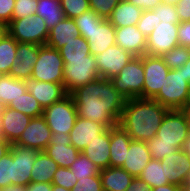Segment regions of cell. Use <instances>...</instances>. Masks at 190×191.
Segmentation results:
<instances>
[{
	"label": "cell",
	"instance_id": "db71d44e",
	"mask_svg": "<svg viewBox=\"0 0 190 191\" xmlns=\"http://www.w3.org/2000/svg\"><path fill=\"white\" fill-rule=\"evenodd\" d=\"M11 146L12 144L8 140L0 137V159L10 152Z\"/></svg>",
	"mask_w": 190,
	"mask_h": 191
},
{
	"label": "cell",
	"instance_id": "603a6c76",
	"mask_svg": "<svg viewBox=\"0 0 190 191\" xmlns=\"http://www.w3.org/2000/svg\"><path fill=\"white\" fill-rule=\"evenodd\" d=\"M151 159L152 157L146 142L131 140L122 168L136 178L141 174Z\"/></svg>",
	"mask_w": 190,
	"mask_h": 191
},
{
	"label": "cell",
	"instance_id": "8fae6325",
	"mask_svg": "<svg viewBox=\"0 0 190 191\" xmlns=\"http://www.w3.org/2000/svg\"><path fill=\"white\" fill-rule=\"evenodd\" d=\"M144 86L141 99H153L161 90L169 68L159 56L143 55Z\"/></svg>",
	"mask_w": 190,
	"mask_h": 191
},
{
	"label": "cell",
	"instance_id": "7dc6e473",
	"mask_svg": "<svg viewBox=\"0 0 190 191\" xmlns=\"http://www.w3.org/2000/svg\"><path fill=\"white\" fill-rule=\"evenodd\" d=\"M177 34L179 45L187 47L190 44V21L180 22Z\"/></svg>",
	"mask_w": 190,
	"mask_h": 191
},
{
	"label": "cell",
	"instance_id": "836d02e7",
	"mask_svg": "<svg viewBox=\"0 0 190 191\" xmlns=\"http://www.w3.org/2000/svg\"><path fill=\"white\" fill-rule=\"evenodd\" d=\"M59 52L63 60L87 59V55L91 54L89 43L81 35L63 45Z\"/></svg>",
	"mask_w": 190,
	"mask_h": 191
},
{
	"label": "cell",
	"instance_id": "b9f144b4",
	"mask_svg": "<svg viewBox=\"0 0 190 191\" xmlns=\"http://www.w3.org/2000/svg\"><path fill=\"white\" fill-rule=\"evenodd\" d=\"M77 183V178L72 173L70 168L58 167L52 180V185L64 187L66 189H73Z\"/></svg>",
	"mask_w": 190,
	"mask_h": 191
},
{
	"label": "cell",
	"instance_id": "f1b7e54d",
	"mask_svg": "<svg viewBox=\"0 0 190 191\" xmlns=\"http://www.w3.org/2000/svg\"><path fill=\"white\" fill-rule=\"evenodd\" d=\"M58 164L45 151H39L31 169V182L52 183Z\"/></svg>",
	"mask_w": 190,
	"mask_h": 191
},
{
	"label": "cell",
	"instance_id": "9a60e30c",
	"mask_svg": "<svg viewBox=\"0 0 190 191\" xmlns=\"http://www.w3.org/2000/svg\"><path fill=\"white\" fill-rule=\"evenodd\" d=\"M13 152V179L11 184L28 185L31 182V169L39 151L12 144Z\"/></svg>",
	"mask_w": 190,
	"mask_h": 191
},
{
	"label": "cell",
	"instance_id": "83f0119b",
	"mask_svg": "<svg viewBox=\"0 0 190 191\" xmlns=\"http://www.w3.org/2000/svg\"><path fill=\"white\" fill-rule=\"evenodd\" d=\"M103 191H126L134 177L122 167H108L100 171Z\"/></svg>",
	"mask_w": 190,
	"mask_h": 191
},
{
	"label": "cell",
	"instance_id": "f546056e",
	"mask_svg": "<svg viewBox=\"0 0 190 191\" xmlns=\"http://www.w3.org/2000/svg\"><path fill=\"white\" fill-rule=\"evenodd\" d=\"M25 80L13 78L10 75H0V107L8 106L26 92Z\"/></svg>",
	"mask_w": 190,
	"mask_h": 191
},
{
	"label": "cell",
	"instance_id": "03108f58",
	"mask_svg": "<svg viewBox=\"0 0 190 191\" xmlns=\"http://www.w3.org/2000/svg\"><path fill=\"white\" fill-rule=\"evenodd\" d=\"M0 137H2L1 125H0Z\"/></svg>",
	"mask_w": 190,
	"mask_h": 191
},
{
	"label": "cell",
	"instance_id": "7a4b0ae2",
	"mask_svg": "<svg viewBox=\"0 0 190 191\" xmlns=\"http://www.w3.org/2000/svg\"><path fill=\"white\" fill-rule=\"evenodd\" d=\"M169 110L153 99H128L118 125L128 133L132 140L147 143L156 136Z\"/></svg>",
	"mask_w": 190,
	"mask_h": 191
},
{
	"label": "cell",
	"instance_id": "3957f363",
	"mask_svg": "<svg viewBox=\"0 0 190 191\" xmlns=\"http://www.w3.org/2000/svg\"><path fill=\"white\" fill-rule=\"evenodd\" d=\"M190 129L183 110L170 109L156 136L147 142V148L152 159L161 161L166 154L176 153L182 149L188 138Z\"/></svg>",
	"mask_w": 190,
	"mask_h": 191
},
{
	"label": "cell",
	"instance_id": "d590c367",
	"mask_svg": "<svg viewBox=\"0 0 190 191\" xmlns=\"http://www.w3.org/2000/svg\"><path fill=\"white\" fill-rule=\"evenodd\" d=\"M69 168L77 180L100 174L98 167L81 152Z\"/></svg>",
	"mask_w": 190,
	"mask_h": 191
},
{
	"label": "cell",
	"instance_id": "ee69618b",
	"mask_svg": "<svg viewBox=\"0 0 190 191\" xmlns=\"http://www.w3.org/2000/svg\"><path fill=\"white\" fill-rule=\"evenodd\" d=\"M121 0H89L90 10H93L99 17L108 19L114 8Z\"/></svg>",
	"mask_w": 190,
	"mask_h": 191
},
{
	"label": "cell",
	"instance_id": "8992f818",
	"mask_svg": "<svg viewBox=\"0 0 190 191\" xmlns=\"http://www.w3.org/2000/svg\"><path fill=\"white\" fill-rule=\"evenodd\" d=\"M190 83L179 68L170 69L159 93L153 98L168 109L182 110L187 102Z\"/></svg>",
	"mask_w": 190,
	"mask_h": 191
},
{
	"label": "cell",
	"instance_id": "74e56055",
	"mask_svg": "<svg viewBox=\"0 0 190 191\" xmlns=\"http://www.w3.org/2000/svg\"><path fill=\"white\" fill-rule=\"evenodd\" d=\"M151 22H169L179 24L180 19L176 6L161 2L155 9L151 10Z\"/></svg>",
	"mask_w": 190,
	"mask_h": 191
},
{
	"label": "cell",
	"instance_id": "f5cc1de1",
	"mask_svg": "<svg viewBox=\"0 0 190 191\" xmlns=\"http://www.w3.org/2000/svg\"><path fill=\"white\" fill-rule=\"evenodd\" d=\"M149 191H186V188L169 183L156 188H150Z\"/></svg>",
	"mask_w": 190,
	"mask_h": 191
},
{
	"label": "cell",
	"instance_id": "6f0895ef",
	"mask_svg": "<svg viewBox=\"0 0 190 191\" xmlns=\"http://www.w3.org/2000/svg\"><path fill=\"white\" fill-rule=\"evenodd\" d=\"M182 150L190 157V132H189L188 138L184 142Z\"/></svg>",
	"mask_w": 190,
	"mask_h": 191
},
{
	"label": "cell",
	"instance_id": "484cf974",
	"mask_svg": "<svg viewBox=\"0 0 190 191\" xmlns=\"http://www.w3.org/2000/svg\"><path fill=\"white\" fill-rule=\"evenodd\" d=\"M80 32L74 19L65 17L57 25L49 30L46 45L59 50L66 43L79 36Z\"/></svg>",
	"mask_w": 190,
	"mask_h": 191
},
{
	"label": "cell",
	"instance_id": "6125c7cd",
	"mask_svg": "<svg viewBox=\"0 0 190 191\" xmlns=\"http://www.w3.org/2000/svg\"><path fill=\"white\" fill-rule=\"evenodd\" d=\"M5 32H6V26L0 24V38L3 36Z\"/></svg>",
	"mask_w": 190,
	"mask_h": 191
},
{
	"label": "cell",
	"instance_id": "30bf717a",
	"mask_svg": "<svg viewBox=\"0 0 190 191\" xmlns=\"http://www.w3.org/2000/svg\"><path fill=\"white\" fill-rule=\"evenodd\" d=\"M64 61L59 50L42 45L33 66L31 78L37 81L63 84Z\"/></svg>",
	"mask_w": 190,
	"mask_h": 191
},
{
	"label": "cell",
	"instance_id": "4dcf8cb0",
	"mask_svg": "<svg viewBox=\"0 0 190 191\" xmlns=\"http://www.w3.org/2000/svg\"><path fill=\"white\" fill-rule=\"evenodd\" d=\"M17 41L6 31L0 38V75H9L16 63Z\"/></svg>",
	"mask_w": 190,
	"mask_h": 191
},
{
	"label": "cell",
	"instance_id": "2e32d148",
	"mask_svg": "<svg viewBox=\"0 0 190 191\" xmlns=\"http://www.w3.org/2000/svg\"><path fill=\"white\" fill-rule=\"evenodd\" d=\"M44 151L63 168H69L80 154V151L72 145L69 134L64 133H52Z\"/></svg>",
	"mask_w": 190,
	"mask_h": 191
},
{
	"label": "cell",
	"instance_id": "680465c9",
	"mask_svg": "<svg viewBox=\"0 0 190 191\" xmlns=\"http://www.w3.org/2000/svg\"><path fill=\"white\" fill-rule=\"evenodd\" d=\"M182 110L186 115L188 125H189V129H190V108H183Z\"/></svg>",
	"mask_w": 190,
	"mask_h": 191
},
{
	"label": "cell",
	"instance_id": "f907efd6",
	"mask_svg": "<svg viewBox=\"0 0 190 191\" xmlns=\"http://www.w3.org/2000/svg\"><path fill=\"white\" fill-rule=\"evenodd\" d=\"M149 189L150 188L145 181L136 177L131 185L127 187L126 191H149Z\"/></svg>",
	"mask_w": 190,
	"mask_h": 191
},
{
	"label": "cell",
	"instance_id": "cb8c5ba5",
	"mask_svg": "<svg viewBox=\"0 0 190 191\" xmlns=\"http://www.w3.org/2000/svg\"><path fill=\"white\" fill-rule=\"evenodd\" d=\"M81 153L91 160L100 171L110 167V128L97 136V139L88 144Z\"/></svg>",
	"mask_w": 190,
	"mask_h": 191
},
{
	"label": "cell",
	"instance_id": "bcb514c9",
	"mask_svg": "<svg viewBox=\"0 0 190 191\" xmlns=\"http://www.w3.org/2000/svg\"><path fill=\"white\" fill-rule=\"evenodd\" d=\"M15 0H0V24L7 26L12 20Z\"/></svg>",
	"mask_w": 190,
	"mask_h": 191
},
{
	"label": "cell",
	"instance_id": "8d00e7d4",
	"mask_svg": "<svg viewBox=\"0 0 190 191\" xmlns=\"http://www.w3.org/2000/svg\"><path fill=\"white\" fill-rule=\"evenodd\" d=\"M160 58L169 69H176L182 67L190 58L188 47L176 46L169 52L163 53Z\"/></svg>",
	"mask_w": 190,
	"mask_h": 191
},
{
	"label": "cell",
	"instance_id": "9c48e42d",
	"mask_svg": "<svg viewBox=\"0 0 190 191\" xmlns=\"http://www.w3.org/2000/svg\"><path fill=\"white\" fill-rule=\"evenodd\" d=\"M42 116L52 133L70 134L78 117L73 97L68 94L61 101L44 108Z\"/></svg>",
	"mask_w": 190,
	"mask_h": 191
},
{
	"label": "cell",
	"instance_id": "ab89813d",
	"mask_svg": "<svg viewBox=\"0 0 190 191\" xmlns=\"http://www.w3.org/2000/svg\"><path fill=\"white\" fill-rule=\"evenodd\" d=\"M103 18L99 17L93 10H89L80 16L74 18L75 24L79 29L80 35L88 33L95 24H98Z\"/></svg>",
	"mask_w": 190,
	"mask_h": 191
},
{
	"label": "cell",
	"instance_id": "7402d4cb",
	"mask_svg": "<svg viewBox=\"0 0 190 191\" xmlns=\"http://www.w3.org/2000/svg\"><path fill=\"white\" fill-rule=\"evenodd\" d=\"M115 40L118 46L133 56L146 54L147 37L141 33L136 25L115 28Z\"/></svg>",
	"mask_w": 190,
	"mask_h": 191
},
{
	"label": "cell",
	"instance_id": "d4e9b609",
	"mask_svg": "<svg viewBox=\"0 0 190 191\" xmlns=\"http://www.w3.org/2000/svg\"><path fill=\"white\" fill-rule=\"evenodd\" d=\"M131 140L120 125L110 128V167L123 166Z\"/></svg>",
	"mask_w": 190,
	"mask_h": 191
},
{
	"label": "cell",
	"instance_id": "6da1fadb",
	"mask_svg": "<svg viewBox=\"0 0 190 191\" xmlns=\"http://www.w3.org/2000/svg\"><path fill=\"white\" fill-rule=\"evenodd\" d=\"M81 118L103 123L109 128L118 124L126 99L109 79L98 78L70 94Z\"/></svg>",
	"mask_w": 190,
	"mask_h": 191
},
{
	"label": "cell",
	"instance_id": "ffe728a7",
	"mask_svg": "<svg viewBox=\"0 0 190 191\" xmlns=\"http://www.w3.org/2000/svg\"><path fill=\"white\" fill-rule=\"evenodd\" d=\"M26 90L31 93L44 109L61 101L68 94L60 83L37 81L33 78L25 80Z\"/></svg>",
	"mask_w": 190,
	"mask_h": 191
},
{
	"label": "cell",
	"instance_id": "4fadbf2b",
	"mask_svg": "<svg viewBox=\"0 0 190 191\" xmlns=\"http://www.w3.org/2000/svg\"><path fill=\"white\" fill-rule=\"evenodd\" d=\"M52 137V132L43 116L34 117L26 126L15 145L44 151Z\"/></svg>",
	"mask_w": 190,
	"mask_h": 191
},
{
	"label": "cell",
	"instance_id": "44dd1931",
	"mask_svg": "<svg viewBox=\"0 0 190 191\" xmlns=\"http://www.w3.org/2000/svg\"><path fill=\"white\" fill-rule=\"evenodd\" d=\"M82 37L89 43L90 53L93 56L116 44L115 27L104 18Z\"/></svg>",
	"mask_w": 190,
	"mask_h": 191
},
{
	"label": "cell",
	"instance_id": "f6af8a7d",
	"mask_svg": "<svg viewBox=\"0 0 190 191\" xmlns=\"http://www.w3.org/2000/svg\"><path fill=\"white\" fill-rule=\"evenodd\" d=\"M71 191H103L100 174L78 179Z\"/></svg>",
	"mask_w": 190,
	"mask_h": 191
},
{
	"label": "cell",
	"instance_id": "be15d7a7",
	"mask_svg": "<svg viewBox=\"0 0 190 191\" xmlns=\"http://www.w3.org/2000/svg\"><path fill=\"white\" fill-rule=\"evenodd\" d=\"M184 108H190V90H189L188 99H187V102H186Z\"/></svg>",
	"mask_w": 190,
	"mask_h": 191
},
{
	"label": "cell",
	"instance_id": "277c9868",
	"mask_svg": "<svg viewBox=\"0 0 190 191\" xmlns=\"http://www.w3.org/2000/svg\"><path fill=\"white\" fill-rule=\"evenodd\" d=\"M136 26L147 37L146 55L160 57L163 53L179 46L177 34L179 24L151 22V10L143 11Z\"/></svg>",
	"mask_w": 190,
	"mask_h": 191
},
{
	"label": "cell",
	"instance_id": "d6986e66",
	"mask_svg": "<svg viewBox=\"0 0 190 191\" xmlns=\"http://www.w3.org/2000/svg\"><path fill=\"white\" fill-rule=\"evenodd\" d=\"M42 45L17 42L16 63L9 75L19 80H27L32 76L33 66L37 61Z\"/></svg>",
	"mask_w": 190,
	"mask_h": 191
},
{
	"label": "cell",
	"instance_id": "9f6ffc18",
	"mask_svg": "<svg viewBox=\"0 0 190 191\" xmlns=\"http://www.w3.org/2000/svg\"><path fill=\"white\" fill-rule=\"evenodd\" d=\"M183 75L185 76L186 80L190 83V58L188 59V61L179 68Z\"/></svg>",
	"mask_w": 190,
	"mask_h": 191
},
{
	"label": "cell",
	"instance_id": "ac0fdd59",
	"mask_svg": "<svg viewBox=\"0 0 190 191\" xmlns=\"http://www.w3.org/2000/svg\"><path fill=\"white\" fill-rule=\"evenodd\" d=\"M31 117L8 106L0 108V125L2 137L14 144L22 135Z\"/></svg>",
	"mask_w": 190,
	"mask_h": 191
},
{
	"label": "cell",
	"instance_id": "681fc988",
	"mask_svg": "<svg viewBox=\"0 0 190 191\" xmlns=\"http://www.w3.org/2000/svg\"><path fill=\"white\" fill-rule=\"evenodd\" d=\"M130 3L142 8L143 11L155 9L162 0H127Z\"/></svg>",
	"mask_w": 190,
	"mask_h": 191
},
{
	"label": "cell",
	"instance_id": "91938a15",
	"mask_svg": "<svg viewBox=\"0 0 190 191\" xmlns=\"http://www.w3.org/2000/svg\"><path fill=\"white\" fill-rule=\"evenodd\" d=\"M52 191H71V190L61 187V186L52 185Z\"/></svg>",
	"mask_w": 190,
	"mask_h": 191
},
{
	"label": "cell",
	"instance_id": "7bdbcfd3",
	"mask_svg": "<svg viewBox=\"0 0 190 191\" xmlns=\"http://www.w3.org/2000/svg\"><path fill=\"white\" fill-rule=\"evenodd\" d=\"M38 0H15V6L12 13V19H20L35 15Z\"/></svg>",
	"mask_w": 190,
	"mask_h": 191
},
{
	"label": "cell",
	"instance_id": "60d3db41",
	"mask_svg": "<svg viewBox=\"0 0 190 191\" xmlns=\"http://www.w3.org/2000/svg\"><path fill=\"white\" fill-rule=\"evenodd\" d=\"M13 179V152L10 150L0 159V188L11 185Z\"/></svg>",
	"mask_w": 190,
	"mask_h": 191
},
{
	"label": "cell",
	"instance_id": "e0dca14e",
	"mask_svg": "<svg viewBox=\"0 0 190 191\" xmlns=\"http://www.w3.org/2000/svg\"><path fill=\"white\" fill-rule=\"evenodd\" d=\"M108 129L109 127L103 123L78 116L69 137L72 145L81 152L88 144L97 139V136L105 133Z\"/></svg>",
	"mask_w": 190,
	"mask_h": 191
},
{
	"label": "cell",
	"instance_id": "d6a6232c",
	"mask_svg": "<svg viewBox=\"0 0 190 191\" xmlns=\"http://www.w3.org/2000/svg\"><path fill=\"white\" fill-rule=\"evenodd\" d=\"M138 178L145 181L149 188H156L170 183L164 171V163L156 159L150 160Z\"/></svg>",
	"mask_w": 190,
	"mask_h": 191
},
{
	"label": "cell",
	"instance_id": "94428289",
	"mask_svg": "<svg viewBox=\"0 0 190 191\" xmlns=\"http://www.w3.org/2000/svg\"><path fill=\"white\" fill-rule=\"evenodd\" d=\"M163 3L176 6L179 0H162Z\"/></svg>",
	"mask_w": 190,
	"mask_h": 191
},
{
	"label": "cell",
	"instance_id": "5bb4252c",
	"mask_svg": "<svg viewBox=\"0 0 190 191\" xmlns=\"http://www.w3.org/2000/svg\"><path fill=\"white\" fill-rule=\"evenodd\" d=\"M164 171L171 184L187 187L190 182V157L180 149L176 153L166 154L161 160Z\"/></svg>",
	"mask_w": 190,
	"mask_h": 191
},
{
	"label": "cell",
	"instance_id": "ba28073f",
	"mask_svg": "<svg viewBox=\"0 0 190 191\" xmlns=\"http://www.w3.org/2000/svg\"><path fill=\"white\" fill-rule=\"evenodd\" d=\"M63 61V85L67 94H71L77 88L100 78L95 56L92 54L87 55V59Z\"/></svg>",
	"mask_w": 190,
	"mask_h": 191
},
{
	"label": "cell",
	"instance_id": "4316f807",
	"mask_svg": "<svg viewBox=\"0 0 190 191\" xmlns=\"http://www.w3.org/2000/svg\"><path fill=\"white\" fill-rule=\"evenodd\" d=\"M143 13L142 8L121 0L107 19L115 28L136 25Z\"/></svg>",
	"mask_w": 190,
	"mask_h": 191
},
{
	"label": "cell",
	"instance_id": "e7e4bbea",
	"mask_svg": "<svg viewBox=\"0 0 190 191\" xmlns=\"http://www.w3.org/2000/svg\"><path fill=\"white\" fill-rule=\"evenodd\" d=\"M186 191H190V182L188 183V186L186 187Z\"/></svg>",
	"mask_w": 190,
	"mask_h": 191
},
{
	"label": "cell",
	"instance_id": "f35d334b",
	"mask_svg": "<svg viewBox=\"0 0 190 191\" xmlns=\"http://www.w3.org/2000/svg\"><path fill=\"white\" fill-rule=\"evenodd\" d=\"M65 17L74 19L90 10L89 0H60Z\"/></svg>",
	"mask_w": 190,
	"mask_h": 191
},
{
	"label": "cell",
	"instance_id": "52a82bcc",
	"mask_svg": "<svg viewBox=\"0 0 190 191\" xmlns=\"http://www.w3.org/2000/svg\"><path fill=\"white\" fill-rule=\"evenodd\" d=\"M6 31L21 43L46 45L49 30L40 15H29L25 18L12 19Z\"/></svg>",
	"mask_w": 190,
	"mask_h": 191
},
{
	"label": "cell",
	"instance_id": "c3c4849f",
	"mask_svg": "<svg viewBox=\"0 0 190 191\" xmlns=\"http://www.w3.org/2000/svg\"><path fill=\"white\" fill-rule=\"evenodd\" d=\"M176 10L180 22L190 21V0H179Z\"/></svg>",
	"mask_w": 190,
	"mask_h": 191
},
{
	"label": "cell",
	"instance_id": "1f68e13d",
	"mask_svg": "<svg viewBox=\"0 0 190 191\" xmlns=\"http://www.w3.org/2000/svg\"><path fill=\"white\" fill-rule=\"evenodd\" d=\"M36 14L43 18L48 30L65 18L60 0H38Z\"/></svg>",
	"mask_w": 190,
	"mask_h": 191
},
{
	"label": "cell",
	"instance_id": "5b68a950",
	"mask_svg": "<svg viewBox=\"0 0 190 191\" xmlns=\"http://www.w3.org/2000/svg\"><path fill=\"white\" fill-rule=\"evenodd\" d=\"M114 88L126 100L140 98L143 95L144 67L142 56L133 57L117 76L109 79Z\"/></svg>",
	"mask_w": 190,
	"mask_h": 191
},
{
	"label": "cell",
	"instance_id": "816d5d0a",
	"mask_svg": "<svg viewBox=\"0 0 190 191\" xmlns=\"http://www.w3.org/2000/svg\"><path fill=\"white\" fill-rule=\"evenodd\" d=\"M27 191H52V183L30 182Z\"/></svg>",
	"mask_w": 190,
	"mask_h": 191
},
{
	"label": "cell",
	"instance_id": "7c38bea8",
	"mask_svg": "<svg viewBox=\"0 0 190 191\" xmlns=\"http://www.w3.org/2000/svg\"><path fill=\"white\" fill-rule=\"evenodd\" d=\"M133 57L135 56L117 44L112 45L102 53L95 55L98 75L105 79L117 76Z\"/></svg>",
	"mask_w": 190,
	"mask_h": 191
},
{
	"label": "cell",
	"instance_id": "11a10c76",
	"mask_svg": "<svg viewBox=\"0 0 190 191\" xmlns=\"http://www.w3.org/2000/svg\"><path fill=\"white\" fill-rule=\"evenodd\" d=\"M0 191H27L26 185H7L4 188H0Z\"/></svg>",
	"mask_w": 190,
	"mask_h": 191
},
{
	"label": "cell",
	"instance_id": "e575fe53",
	"mask_svg": "<svg viewBox=\"0 0 190 191\" xmlns=\"http://www.w3.org/2000/svg\"><path fill=\"white\" fill-rule=\"evenodd\" d=\"M8 107L22 112L31 118L43 115V108L40 103L31 93L27 91L16 100L11 101Z\"/></svg>",
	"mask_w": 190,
	"mask_h": 191
}]
</instances>
